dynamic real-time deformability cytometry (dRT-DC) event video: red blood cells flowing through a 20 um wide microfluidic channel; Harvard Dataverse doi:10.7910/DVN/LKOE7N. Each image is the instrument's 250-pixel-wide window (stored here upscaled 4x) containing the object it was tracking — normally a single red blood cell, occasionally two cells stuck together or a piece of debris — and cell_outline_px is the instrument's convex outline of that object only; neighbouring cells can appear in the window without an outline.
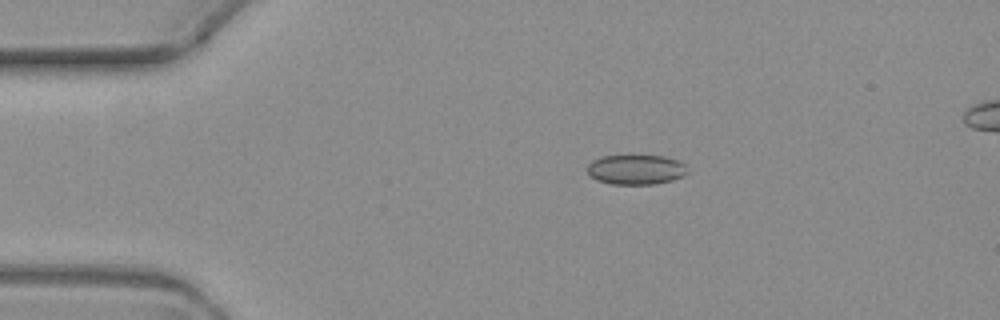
{"species": "common noctule bat (a hibernating species)", "species_latin": "Nyctalus noctula", "temperature_condition": "warm", "stored_images_in_passage": 7, "camera_frame_rate_fps": 3000, "um_per_image_px": 0.085, "animal": {"sex": "female", "body_mass_g": 19.3, "forearm_length_mm": 54.1}, "frame": {"image": 1, "passage_image": 1, "time_ms": 0.0, "image_size_px": [1000, 320], "cell_outline_px": [[688, 172], [684, 176], [672, 180], [652, 184], [612, 184], [596, 180], [588, 172], [588, 164], [592, 160], [600, 156], [664, 156], [680, 160], [684, 164]], "centroid_in_image_um": [54.07, 14.41], "position_along_channel_um": 30.9, "area_um2": 17.4}}
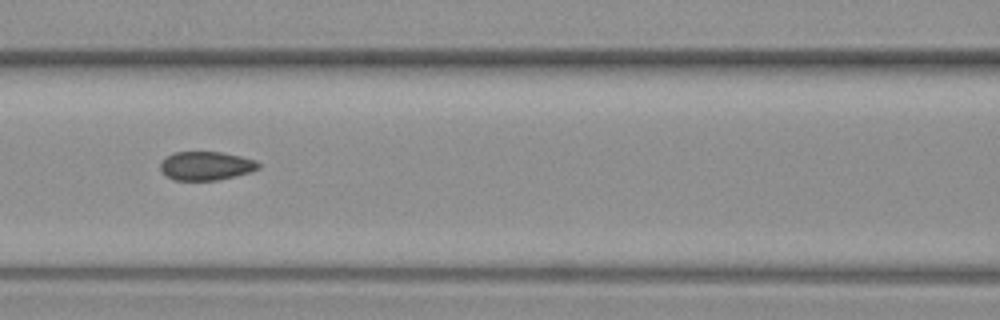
{"frame": {"image": 2, "passage_image": 4, "time_ms": 4.667, "image_size_px": [1000, 320], "cell_outline_px": [[260, 168], [252, 172], [220, 180], [172, 180], [160, 168], [160, 164], [168, 156], [176, 152], [220, 152], [240, 156], [256, 160], [260, 164]], "centroid_in_image_um": [17.57, 14.1], "position_along_channel_um": 149.0, "area_um2": 16.36}}
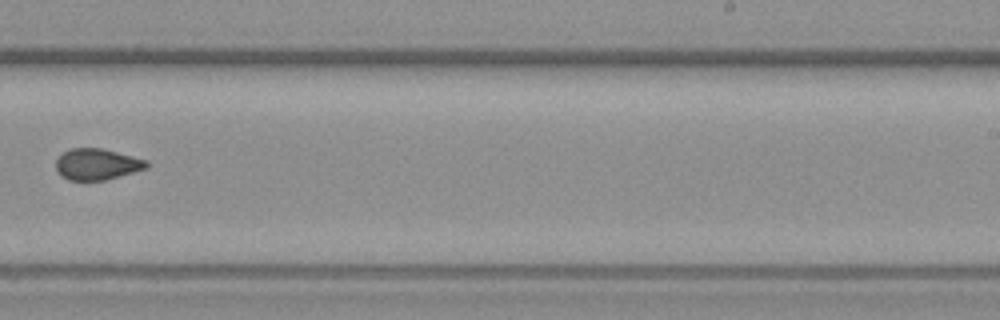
{"frame": {"image": 3, "passage_image": 7, "time_ms": 8.333, "image_size_px": [1000, 320], "cell_outline_px": [[148, 168], [104, 180], [68, 180], [56, 168], [56, 160], [64, 152], [72, 148], [100, 148], [148, 160]], "centroid_in_image_um": [8.27, 13.96], "position_along_channel_um": 280.7, "area_um2": 16.18}}